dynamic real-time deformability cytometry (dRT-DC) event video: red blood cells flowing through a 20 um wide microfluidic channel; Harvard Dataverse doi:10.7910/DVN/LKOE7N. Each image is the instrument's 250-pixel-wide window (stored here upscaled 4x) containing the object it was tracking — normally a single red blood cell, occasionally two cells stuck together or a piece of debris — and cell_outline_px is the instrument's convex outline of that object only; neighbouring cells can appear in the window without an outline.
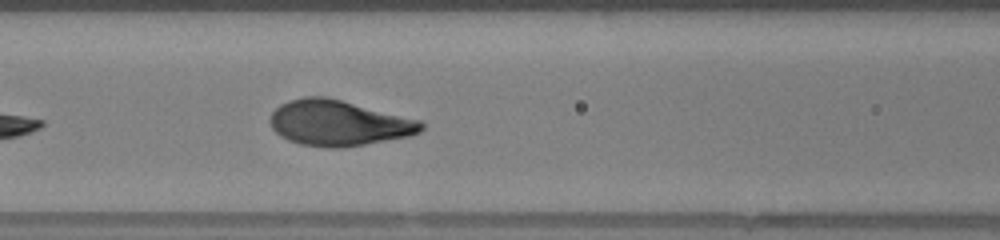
{"species": "human", "species_latin": "Homo sapiens", "temperature_condition": "warm", "stored_images_in_passage": 10, "camera_frame_rate_fps": 3000, "um_per_image_px": 0.085, "donor": {"sex": "female"}, "frame": {"image": 1, "passage_image": 7, "time_ms": 2.0, "image_size_px": [1000, 240], "cell_outline_px": [[424, 128], [420, 132], [408, 136], [344, 148], [324, 148], [300, 144], [288, 140], [280, 136], [272, 128], [268, 120], [272, 112], [280, 104], [288, 100], [308, 96], [320, 96], [340, 100], [420, 120], [424, 124]], "centroid_in_image_um": [28.74, 10.47], "position_along_channel_um": 137.9, "area_um2": 40.0}}